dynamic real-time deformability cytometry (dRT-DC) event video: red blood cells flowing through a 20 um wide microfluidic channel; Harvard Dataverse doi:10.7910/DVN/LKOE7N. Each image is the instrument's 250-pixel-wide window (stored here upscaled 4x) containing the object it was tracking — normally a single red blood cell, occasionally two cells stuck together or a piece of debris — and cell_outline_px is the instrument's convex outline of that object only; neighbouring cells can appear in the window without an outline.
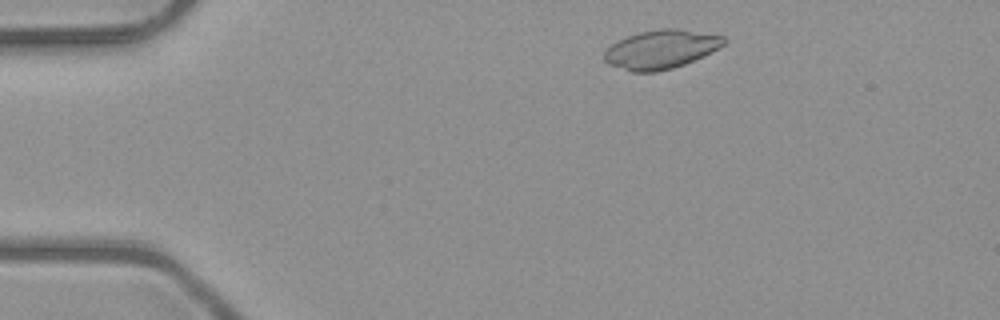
{"species": "common noctule bat (a hibernating species)", "species_latin": "Nyctalus noctula", "temperature_condition": "room temperature", "stored_images_in_passage": 46, "camera_frame_rate_fps": 3000, "um_per_image_px": 0.085, "animal": {"sex": "male", "body_mass_g": 23.1, "forearm_length_mm": 52.7}, "frame": {"image": 1, "passage_image": 4, "time_ms": 1.0, "image_size_px": [1000, 320], "cell_outline_px": [[728, 40], [724, 44], [704, 56], [684, 64], [672, 68], [656, 72], [632, 72], [608, 64], [604, 60], [604, 52], [612, 44], [628, 36], [640, 32], [660, 28], [676, 28], [724, 36]], "centroid_in_image_um": [56.19, 4.2], "position_along_channel_um": 28.8, "area_um2": 26.88}}
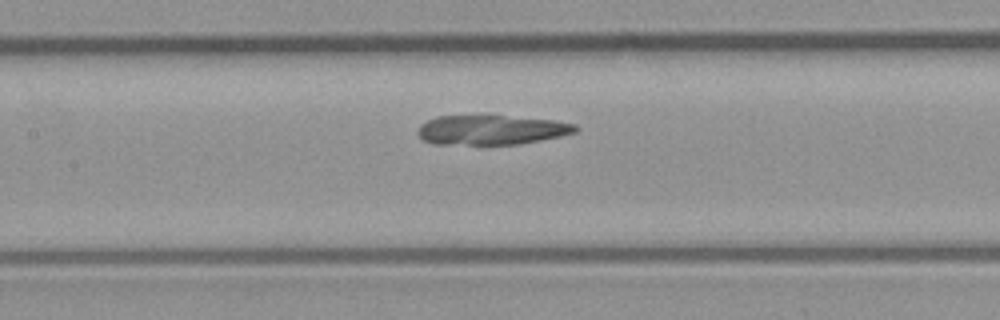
{"frame": {"image": 2, "passage_image": 19, "time_ms": 6.0, "image_size_px": [1000, 320], "cell_outline_px": [[580, 128], [576, 132], [560, 136], [520, 144], [432, 144], [424, 140], [416, 132], [420, 124], [436, 116], [480, 112], [488, 112], [552, 120], [576, 124]], "centroid_in_image_um": [41.73, 10.98], "position_along_channel_um": 165.7, "area_um2": 28.61}}
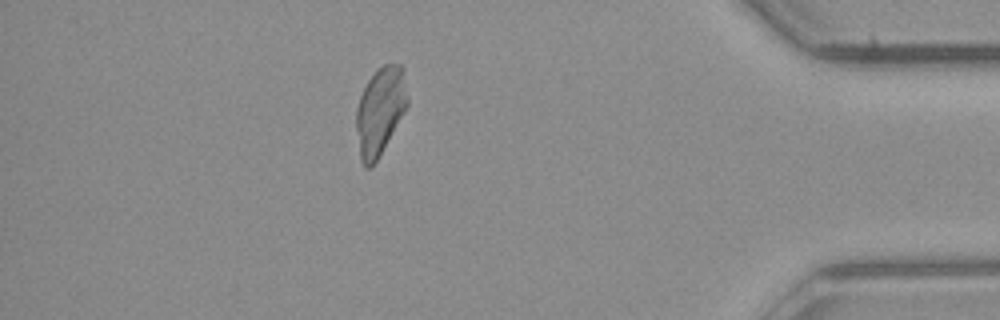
{"frame": {"image": 3, "passage_image": 40, "time_ms": 13.0, "image_size_px": [1000, 320], "cell_outline_px": [[408, 104], [404, 112], [372, 168], [364, 168], [360, 160], [356, 128], [356, 108], [360, 96], [368, 80], [384, 64], [404, 64], [408, 100]], "centroid_in_image_um": [32.31, 9.43], "position_along_channel_um": 402.9, "area_um2": 26.13}, "authors_computed_cell_mechanics": {"area_um2": 28.3509, "velocity_mm_per_s": 4.0201, "shape_relaxation_time_tau1_ms": 11.2376, "shape_relaxation_time_tau2_ms": 1.9449, "deformation_change_tau1": 0.3889, "deformation_change_tau2": 0.0664}}